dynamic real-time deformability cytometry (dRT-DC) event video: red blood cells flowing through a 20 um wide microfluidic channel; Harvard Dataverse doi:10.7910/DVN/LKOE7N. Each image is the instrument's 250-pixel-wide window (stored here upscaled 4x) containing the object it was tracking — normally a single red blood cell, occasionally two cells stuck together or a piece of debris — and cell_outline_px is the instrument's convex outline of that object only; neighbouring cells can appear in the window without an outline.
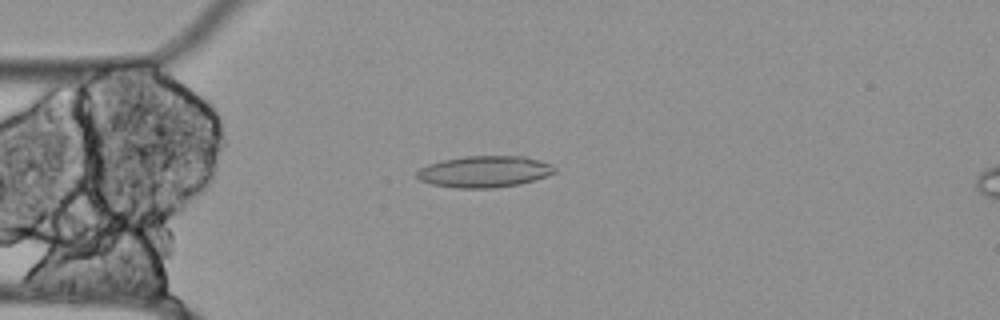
{"species": "Egyptian fruit bat (a non-hibernating species)", "species_latin": "Rousettus aegyptiacus", "temperature_condition": "cold", "stored_images_in_passage": 56, "camera_frame_rate_fps": 3000, "um_per_image_px": 0.085, "animal": {"sex": "female"}, "frame": {"image": 1, "passage_image": 14, "time_ms": 4.333, "image_size_px": [1000, 320], "cell_outline_px": [[556, 172], [548, 176], [520, 184], [496, 188], [456, 188], [432, 184], [420, 180], [416, 176], [416, 172], [420, 168], [428, 164], [444, 160], [464, 156], [524, 156], [540, 160], [552, 164], [556, 168]], "centroid_in_image_um": [41.21, 14.59], "position_along_channel_um": 43.8, "area_um2": 25.43}}
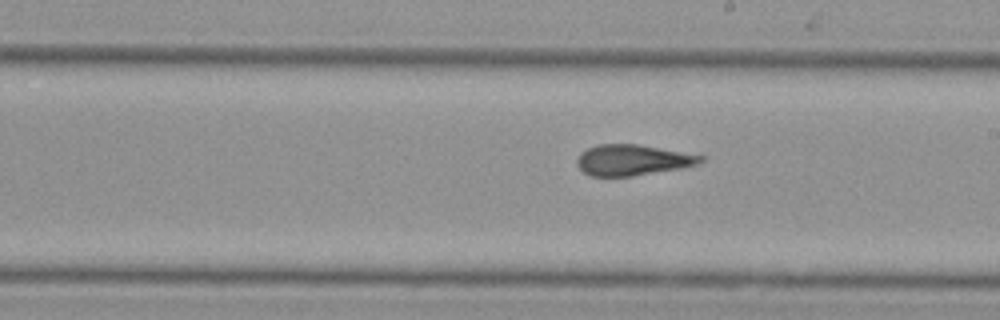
{"frame": {"image": 2, "passage_image": 31, "time_ms": 10.0, "image_size_px": [1000, 320], "cell_outline_px": [[704, 160], [696, 164], [680, 168], [632, 176], [592, 176], [584, 172], [576, 164], [576, 160], [580, 152], [588, 148], [600, 144], [636, 144], [704, 156]], "centroid_in_image_um": [53.71, 13.6], "position_along_channel_um": 235.3, "area_um2": 21.85}}
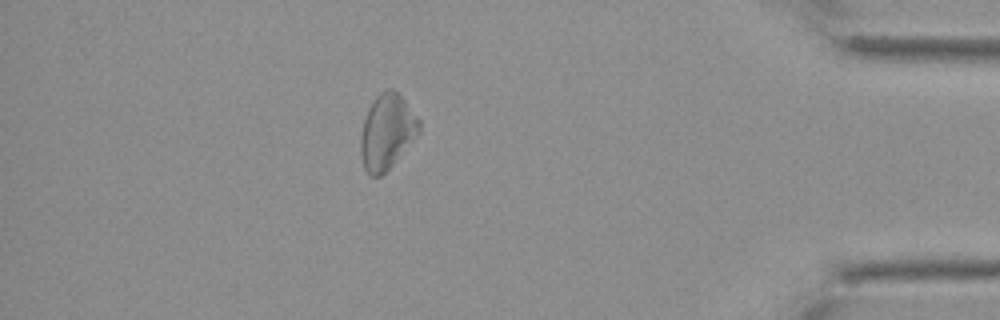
{"frame": {"image": 3, "passage_image": 49, "time_ms": 16.0, "image_size_px": [1000, 320], "cell_outline_px": [[420, 132], [396, 160], [380, 176], [372, 176], [364, 168], [360, 152], [360, 136], [364, 120], [368, 108], [376, 96], [380, 92], [388, 88], [392, 88], [400, 92], [420, 120]], "centroid_in_image_um": [32.9, 11.14], "position_along_channel_um": 402.3, "area_um2": 25.61}, "authors_computed_cell_mechanics": {"area_um2": 24.9985, "velocity_mm_per_s": 3.4717, "shape_relaxation_time_tau1_ms": null, "shape_relaxation_time_tau2_ms": 8.6883, "deformation_change_tau1": null, "deformation_change_tau2": 0.1762}}